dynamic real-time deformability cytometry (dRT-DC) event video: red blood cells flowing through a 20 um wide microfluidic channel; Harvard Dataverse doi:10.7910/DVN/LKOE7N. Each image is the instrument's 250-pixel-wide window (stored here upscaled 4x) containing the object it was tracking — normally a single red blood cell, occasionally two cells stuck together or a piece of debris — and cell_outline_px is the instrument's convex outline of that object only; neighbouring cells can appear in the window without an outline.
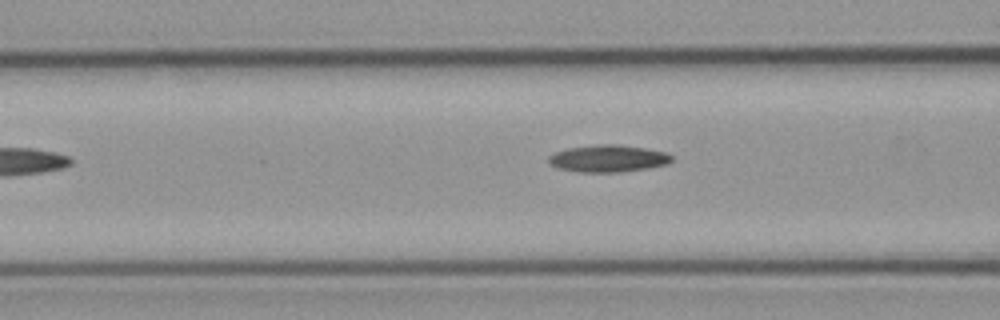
{"species": "common noctule bat (a hibernating species)", "species_latin": "Nyctalus noctula", "temperature_condition": "cold", "stored_images_in_passage": 8, "camera_frame_rate_fps": 3000, "um_per_image_px": 0.085, "animal": {"sex": "male", "body_mass_g": 23.1, "forearm_length_mm": 52.7}, "frame": {"image": 1, "passage_image": 7, "time_ms": 7.0, "image_size_px": [1000, 320], "cell_outline_px": [[672, 160], [664, 164], [648, 168], [620, 172], [576, 172], [556, 168], [548, 164], [548, 156], [556, 152], [568, 148], [596, 144], [616, 144], [644, 148], [664, 152], [672, 156]], "centroid_in_image_um": [51.61, 13.48], "position_along_channel_um": 115.0, "area_um2": 19.42}}
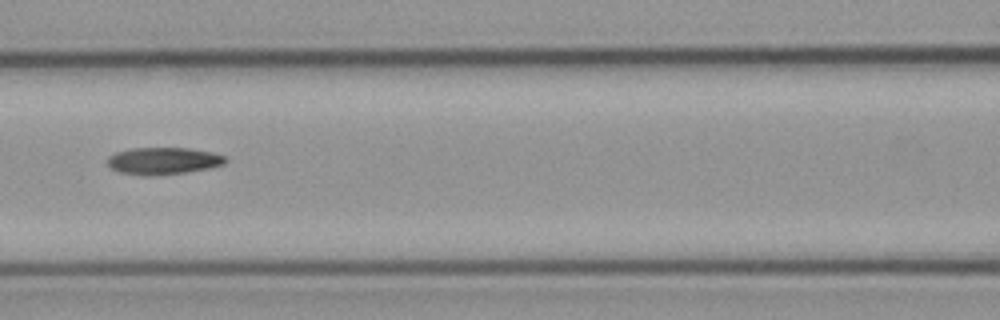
{"frame": {"image": 2, "passage_image": 8, "time_ms": 8.0, "image_size_px": [1000, 320], "cell_outline_px": [[228, 160], [224, 164], [212, 168], [184, 172], [152, 176], [140, 176], [120, 172], [112, 168], [108, 164], [108, 156], [116, 152], [132, 148], [188, 148], [212, 152], [224, 156]], "centroid_in_image_um": [13.89, 13.68], "position_along_channel_um": 152.7, "area_um2": 18.67}}